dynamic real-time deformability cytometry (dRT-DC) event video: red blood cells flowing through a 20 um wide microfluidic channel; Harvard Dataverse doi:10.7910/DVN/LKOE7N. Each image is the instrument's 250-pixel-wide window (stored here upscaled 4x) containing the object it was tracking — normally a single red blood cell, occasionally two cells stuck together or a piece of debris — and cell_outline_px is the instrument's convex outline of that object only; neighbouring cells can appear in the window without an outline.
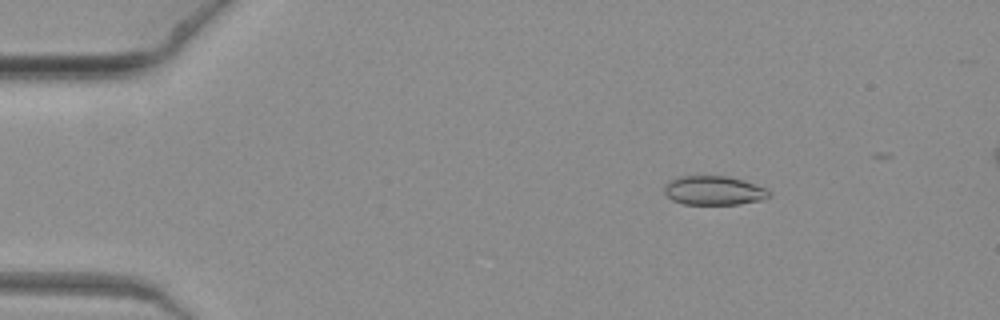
{"species": "common noctule bat (a hibernating species)", "species_latin": "Nyctalus noctula", "temperature_condition": "warm", "stored_images_in_passage": 8, "camera_frame_rate_fps": 3000, "um_per_image_px": 0.085, "animal": {"sex": "female", "body_mass_g": 19.3, "forearm_length_mm": 54.1}, "frame": {"image": 1, "passage_image": 4, "time_ms": 1.0, "image_size_px": [1000, 320], "cell_outline_px": [[772, 196], [764, 200], [740, 204], [684, 204], [672, 200], [664, 192], [664, 184], [668, 180], [676, 176], [724, 176], [744, 180], [768, 188], [772, 192]], "centroid_in_image_um": [60.71, 16.19], "position_along_channel_um": 24.3, "area_um2": 18.15}}